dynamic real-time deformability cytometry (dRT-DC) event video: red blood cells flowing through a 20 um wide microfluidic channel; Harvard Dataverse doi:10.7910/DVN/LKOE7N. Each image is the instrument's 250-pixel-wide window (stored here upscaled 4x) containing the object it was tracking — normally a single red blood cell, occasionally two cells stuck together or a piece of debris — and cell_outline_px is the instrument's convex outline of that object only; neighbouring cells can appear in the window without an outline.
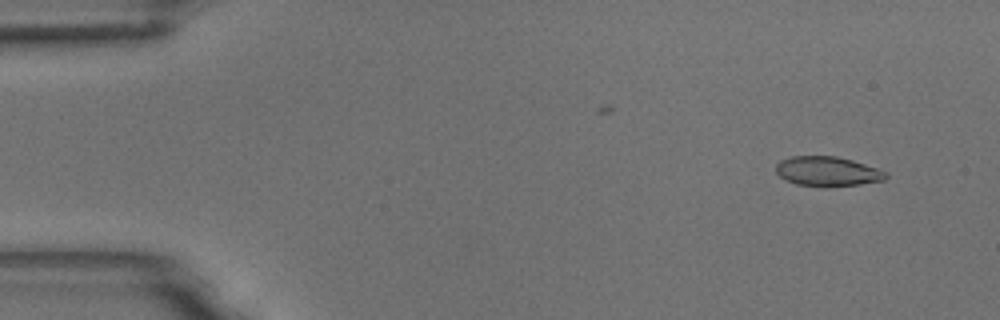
{"species": "common noctule bat (a hibernating species)", "species_latin": "Nyctalus noctula", "temperature_condition": "room temperature", "stored_images_in_passage": 3, "camera_frame_rate_fps": 3000, "um_per_image_px": 0.085, "animal": {"sex": "male", "body_mass_g": 18.8}, "frame": {"image": 1, "passage_image": 1, "time_ms": 0.0, "image_size_px": [1000, 320], "cell_outline_px": [[888, 176], [884, 180], [860, 184], [824, 188], [796, 184], [780, 176], [776, 172], [776, 164], [780, 160], [792, 156], [836, 156], [852, 160], [888, 172]], "centroid_in_image_um": [70.34, 14.58], "position_along_channel_um": 14.7, "area_um2": 19.13}}